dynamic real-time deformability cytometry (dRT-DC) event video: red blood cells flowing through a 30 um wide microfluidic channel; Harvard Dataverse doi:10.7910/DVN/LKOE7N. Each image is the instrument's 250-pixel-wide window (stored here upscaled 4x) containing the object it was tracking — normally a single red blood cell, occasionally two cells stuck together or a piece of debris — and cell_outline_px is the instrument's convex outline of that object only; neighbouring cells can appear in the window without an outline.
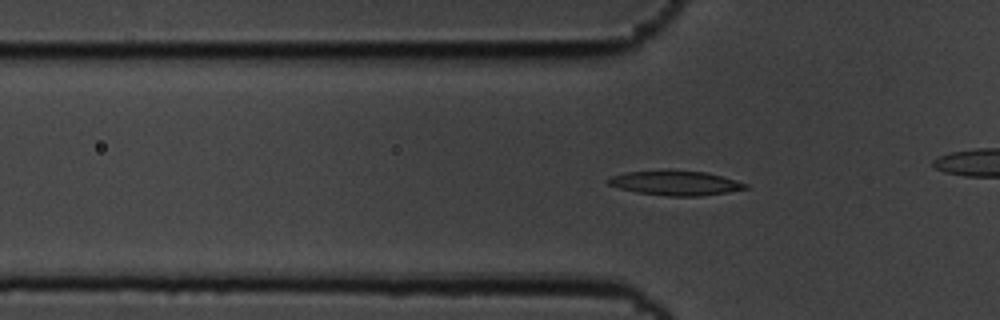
{"species": "common noctule bat (a hibernating species)", "species_latin": "Nyctalus noctula", "temperature_condition": "cold", "stored_images_in_passage": 55, "camera_frame_rate_fps": 3000, "um_per_image_px": 0.085, "animal": {"sex": "male", "body_mass_g": 19.5, "forearm_length_mm": 54.6}, "frame": {"image": 1, "passage_image": 15, "time_ms": 4.667, "image_size_px": [1000, 320], "cell_outline_px": [[748, 188], [728, 192], [700, 196], [668, 196], [636, 192], [620, 188], [608, 184], [608, 176], [628, 172], [668, 168], [704, 172], [736, 180], [748, 184]], "centroid_in_image_um": [57.39, 15.53], "position_along_channel_um": 68.4, "area_um2": 20.0}}
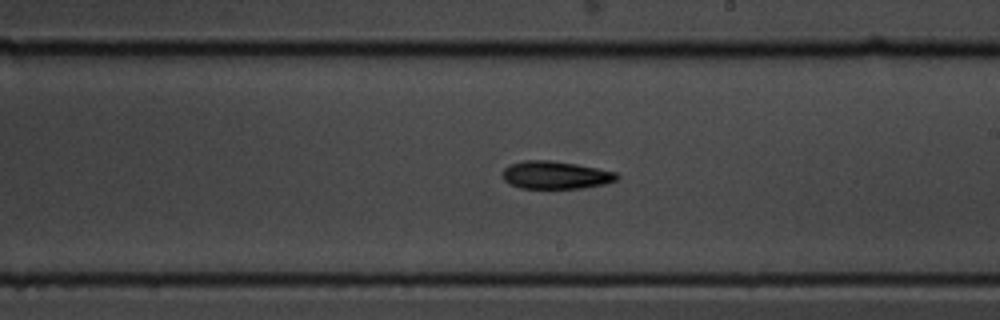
{"frame": {"image": 2, "passage_image": 30, "time_ms": 9.667, "image_size_px": [1000, 320], "cell_outline_px": [[620, 176], [616, 180], [604, 184], [584, 188], [520, 188], [508, 184], [504, 180], [504, 168], [512, 164], [524, 160], [552, 160], [576, 164], [616, 172]], "centroid_in_image_um": [47.23, 14.88], "position_along_channel_um": 241.8, "area_um2": 18.44}}
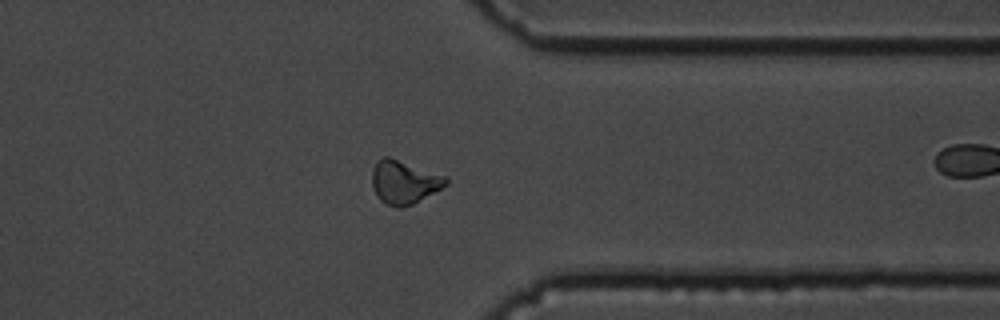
{"frame": {"image": 3, "passage_image": 42, "time_ms": 13.667, "image_size_px": [1000, 320], "cell_outline_px": [[448, 184], [412, 204], [400, 208], [396, 208], [384, 204], [376, 196], [372, 188], [372, 168], [376, 160], [380, 156], [388, 156], [448, 176]], "centroid_in_image_um": [34.31, 15.46], "position_along_channel_um": 377.1, "area_um2": 19.02}, "authors_computed_cell_mechanics": {"area_um2": 18.1492, "velocity_mm_per_s": 3.4801, "shape_relaxation_time_tau1_ms": 4.3931, "shape_relaxation_time_tau2_ms": null, "deformation_change_tau1": 0.1172, "deformation_change_tau2": null}}